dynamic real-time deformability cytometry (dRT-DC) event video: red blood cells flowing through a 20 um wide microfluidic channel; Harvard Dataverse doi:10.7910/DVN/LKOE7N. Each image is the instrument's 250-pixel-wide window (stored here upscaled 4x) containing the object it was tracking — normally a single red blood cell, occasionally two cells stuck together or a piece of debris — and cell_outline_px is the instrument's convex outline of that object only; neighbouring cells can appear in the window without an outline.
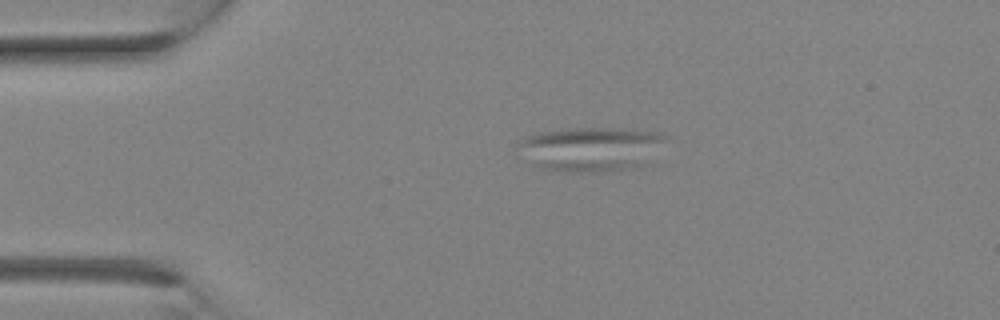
{"species": "Egyptian fruit bat (a non-hibernating species)", "species_latin": "Rousettus aegyptiacus", "temperature_condition": "room temperature", "stored_images_in_passage": 3, "camera_frame_rate_fps": 3000, "um_per_image_px": 0.085, "animal": {"sex": "female"}, "frame": {"image": 1, "passage_image": 2, "time_ms": 1.0, "image_size_px": [1000, 320], "cell_outline_px": [[668, 136], [640, 164], [628, 168], [604, 172], [564, 172], [544, 168], [532, 164], [516, 156], [516, 144], [524, 136], [540, 132], [572, 128], [612, 128], [656, 132]], "centroid_in_image_um": [50.0, 12.66], "position_along_channel_um": 35.0, "area_um2": 37.8}}